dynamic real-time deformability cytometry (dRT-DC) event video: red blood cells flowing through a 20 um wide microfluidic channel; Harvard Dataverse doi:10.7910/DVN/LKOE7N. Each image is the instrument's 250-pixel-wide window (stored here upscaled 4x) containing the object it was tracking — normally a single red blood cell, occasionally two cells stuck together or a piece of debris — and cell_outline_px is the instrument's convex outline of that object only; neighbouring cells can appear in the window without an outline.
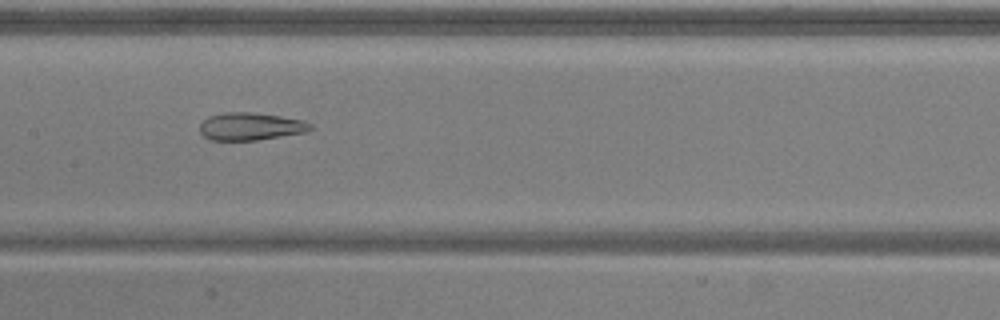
{"species": "common noctule bat (a hibernating species)", "species_latin": "Nyctalus noctula", "temperature_condition": "warm", "stored_images_in_passage": 24, "camera_frame_rate_fps": 3000, "um_per_image_px": 0.085, "animal": {"sex": "male", "body_mass_g": 20.5, "forearm_length_mm": 52.5}, "frame": {"image": 1, "passage_image": 17, "time_ms": 5.333, "image_size_px": [1000, 320], "cell_outline_px": [[312, 128], [308, 132], [256, 140], [208, 140], [200, 132], [200, 124], [208, 116], [224, 112], [252, 112], [280, 116], [304, 120], [312, 124]], "centroid_in_image_um": [21.3, 10.74], "position_along_channel_um": 186.1, "area_um2": 17.92}}
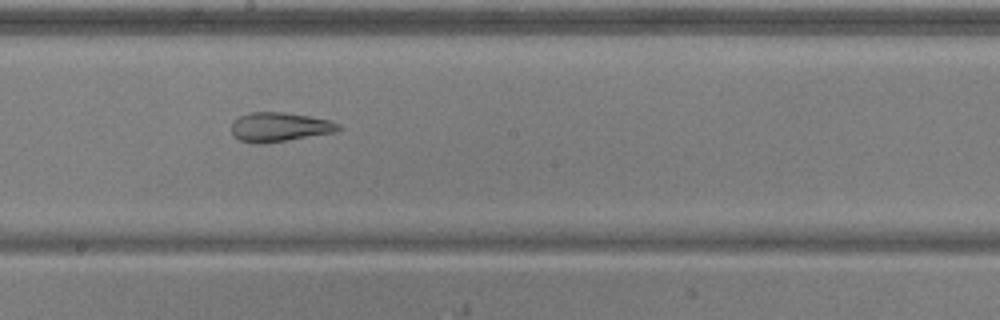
{"frame": {"image": 2, "passage_image": 20, "time_ms": 6.333, "image_size_px": [1000, 320], "cell_outline_px": [[340, 128], [336, 132], [264, 144], [260, 144], [240, 140], [232, 136], [232, 124], [240, 116], [248, 112], [284, 112], [332, 120], [340, 124]], "centroid_in_image_um": [23.77, 10.8], "position_along_channel_um": 224.4, "area_um2": 18.26}}